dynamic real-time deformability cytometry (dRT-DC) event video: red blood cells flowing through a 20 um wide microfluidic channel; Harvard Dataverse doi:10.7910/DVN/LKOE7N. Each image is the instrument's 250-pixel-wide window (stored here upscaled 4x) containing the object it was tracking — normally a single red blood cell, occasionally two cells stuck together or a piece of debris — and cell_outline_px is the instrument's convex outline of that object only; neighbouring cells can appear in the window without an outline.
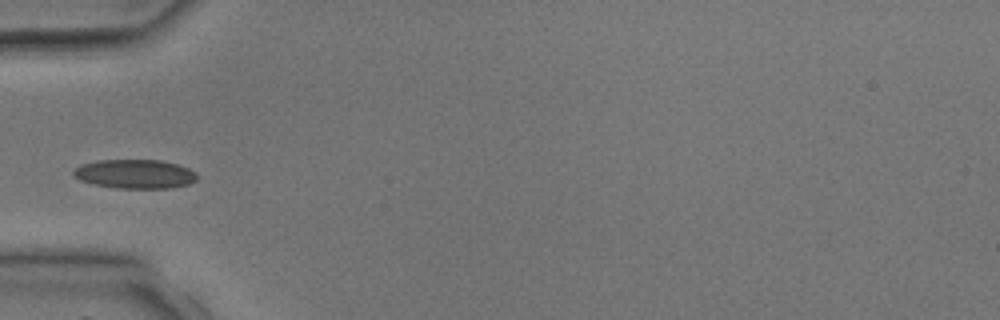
{"species": "common noctule bat (a hibernating species)", "species_latin": "Nyctalus noctula", "temperature_condition": "room temperature", "stored_images_in_passage": 3, "camera_frame_rate_fps": 3000, "um_per_image_px": 0.085, "animal": {"sex": "male", "body_mass_g": 17.9, "forearm_length_mm": 54.2}, "frame": {"image": 1, "passage_image": 3, "time_ms": 2.333, "image_size_px": [1000, 320], "cell_outline_px": [[196, 180], [188, 184], [172, 188], [116, 188], [92, 184], [80, 180], [72, 172], [80, 164], [100, 160], [160, 160], [176, 164], [188, 168], [196, 172]], "centroid_in_image_um": [11.47, 14.79], "position_along_channel_um": 73.5, "area_um2": 20.87}}